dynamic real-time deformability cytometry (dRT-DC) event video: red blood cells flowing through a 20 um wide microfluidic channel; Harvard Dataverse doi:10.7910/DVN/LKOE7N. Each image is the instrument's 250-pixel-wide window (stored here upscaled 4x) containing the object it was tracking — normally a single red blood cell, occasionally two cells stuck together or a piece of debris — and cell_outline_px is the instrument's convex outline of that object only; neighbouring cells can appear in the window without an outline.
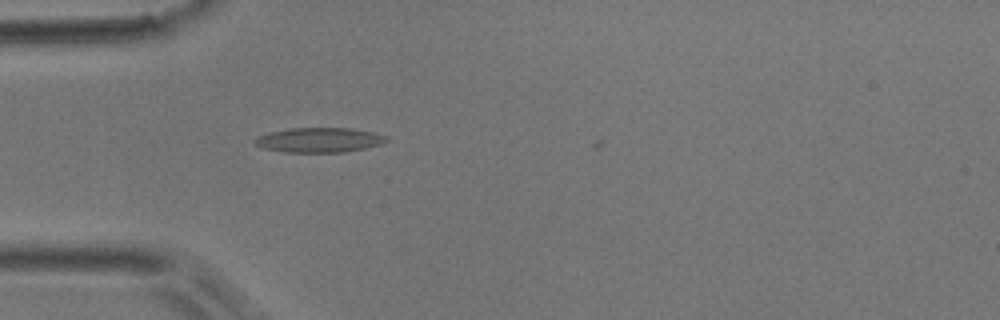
{"species": "common noctule bat (a hibernating species)", "species_latin": "Nyctalus noctula", "temperature_condition": "room temperature", "stored_images_in_passage": 2, "camera_frame_rate_fps": 3000, "um_per_image_px": 0.085, "animal": {"sex": "male", "body_mass_g": 17.9}, "frame": {"image": 1, "passage_image": 1, "time_ms": 0.0, "image_size_px": [1000, 320], "cell_outline_px": [[388, 140], [380, 144], [364, 148], [344, 152], [284, 152], [264, 148], [256, 144], [252, 140], [256, 136], [268, 132], [288, 128], [352, 128], [372, 132], [388, 136]], "centroid_in_image_um": [27.1, 11.89], "position_along_channel_um": 57.9, "area_um2": 19.02}}